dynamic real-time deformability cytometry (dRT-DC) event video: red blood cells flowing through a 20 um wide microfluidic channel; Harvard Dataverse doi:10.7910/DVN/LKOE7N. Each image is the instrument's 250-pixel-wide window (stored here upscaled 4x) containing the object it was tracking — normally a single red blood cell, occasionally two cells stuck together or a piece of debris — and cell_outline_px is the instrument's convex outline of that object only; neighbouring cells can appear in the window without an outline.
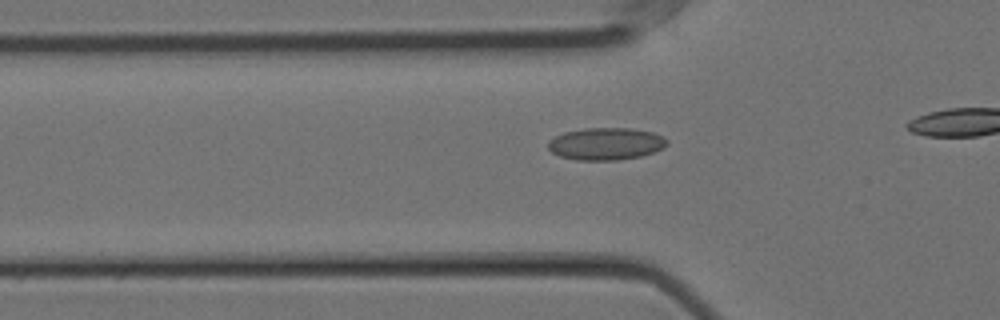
{"species": "Egyptian fruit bat (a non-hibernating species)", "species_latin": "Rousettus aegyptiacus", "temperature_condition": "cold", "stored_images_in_passage": 13, "camera_frame_rate_fps": 3000, "um_per_image_px": 0.085, "animal": {"sex": "female"}, "frame": {"image": 1, "passage_image": 4, "time_ms": 1.0, "image_size_px": [1000, 320], "cell_outline_px": [[668, 144], [664, 148], [640, 156], [616, 160], [576, 160], [560, 156], [552, 152], [548, 148], [548, 140], [564, 132], [584, 128], [632, 128], [652, 132], [664, 136], [668, 140]], "centroid_in_image_um": [51.51, 12.21], "position_along_channel_um": 74.3, "area_um2": 22.43}}
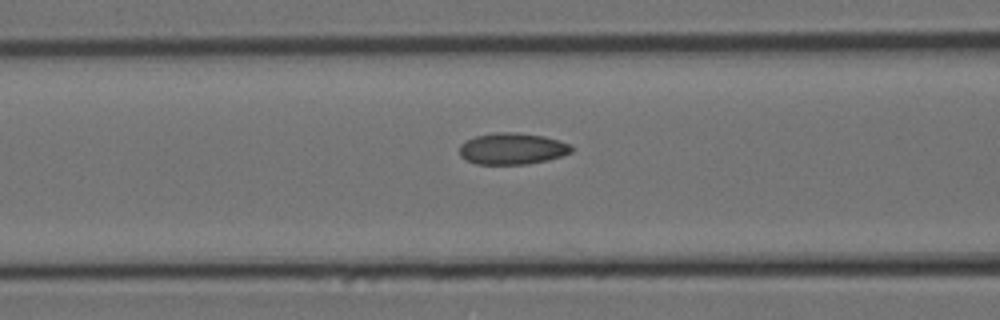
{"frame": {"image": 2, "passage_image": 8, "time_ms": 2.333, "image_size_px": [1000, 320], "cell_outline_px": [[572, 152], [548, 160], [528, 164], [476, 164], [460, 156], [460, 144], [476, 136], [496, 132], [516, 132], [544, 136], [568, 144], [572, 148]], "centroid_in_image_um": [43.53, 12.64], "position_along_channel_um": 123.1, "area_um2": 20.35}}
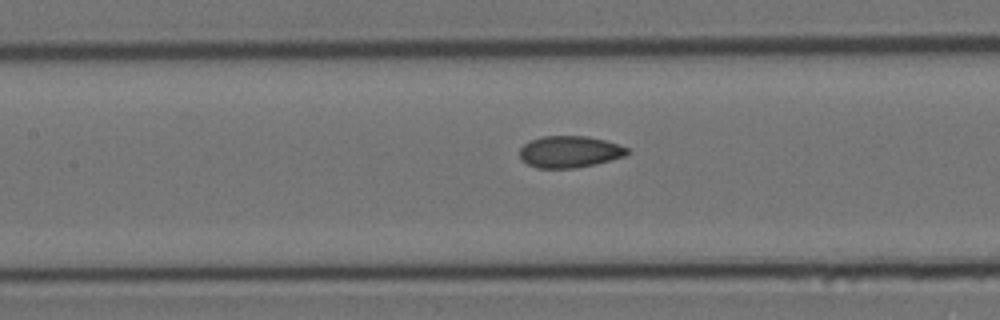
{"frame": {"image": 3, "passage_image": 11, "time_ms": 3.333, "image_size_px": [1000, 320], "cell_outline_px": [[628, 152], [624, 156], [596, 164], [576, 168], [536, 168], [520, 160], [520, 148], [524, 144], [540, 136], [588, 136], [604, 140], [628, 148]], "centroid_in_image_um": [48.38, 12.9], "position_along_channel_um": 159.0, "area_um2": 19.83}}